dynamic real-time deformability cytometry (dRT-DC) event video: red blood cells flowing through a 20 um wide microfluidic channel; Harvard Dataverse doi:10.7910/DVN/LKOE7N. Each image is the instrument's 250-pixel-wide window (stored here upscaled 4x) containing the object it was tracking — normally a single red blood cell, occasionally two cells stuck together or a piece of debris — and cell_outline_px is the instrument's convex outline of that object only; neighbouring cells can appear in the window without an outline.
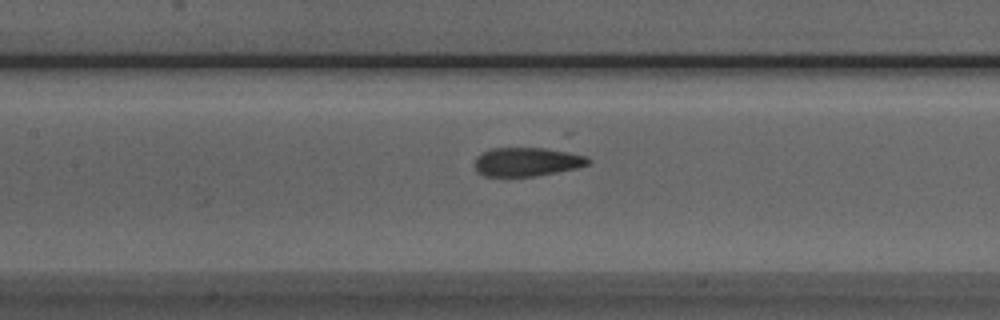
{"species": "Egyptian fruit bat (a non-hibernating species)", "species_latin": "Rousettus aegyptiacus", "temperature_condition": "room temperature", "stored_images_in_passage": 45, "camera_frame_rate_fps": 3000, "um_per_image_px": 0.085, "animal": {"sex": "male"}, "frame": {"image": 1, "passage_image": 23, "time_ms": 7.333, "image_size_px": [1000, 320], "cell_outline_px": [[592, 164], [576, 168], [556, 172], [532, 176], [484, 176], [476, 172], [476, 156], [492, 148], [544, 148], [568, 152], [588, 156], [592, 160]], "centroid_in_image_um": [44.83, 13.75], "position_along_channel_um": 162.6, "area_um2": 19.02}}
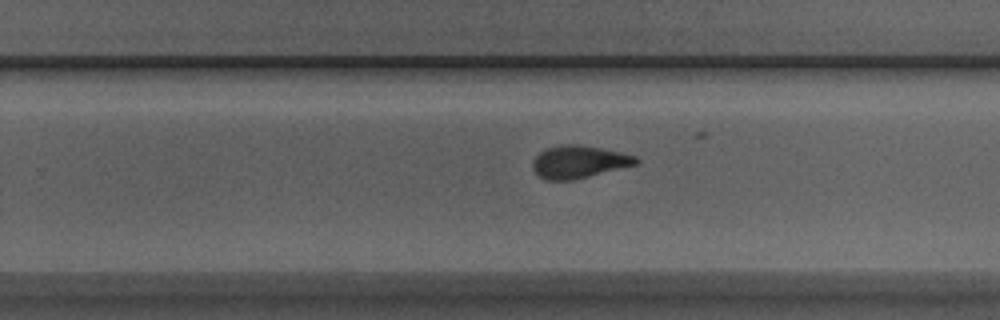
{"frame": {"image": 2, "passage_image": 32, "time_ms": 10.333, "image_size_px": [1000, 320], "cell_outline_px": [[640, 160], [636, 164], [572, 180], [544, 180], [532, 168], [532, 160], [540, 152], [548, 148], [560, 144], [576, 144], [600, 148], [620, 152], [636, 156]], "centroid_in_image_um": [49.17, 13.75], "position_along_channel_um": 280.6, "area_um2": 19.36}}
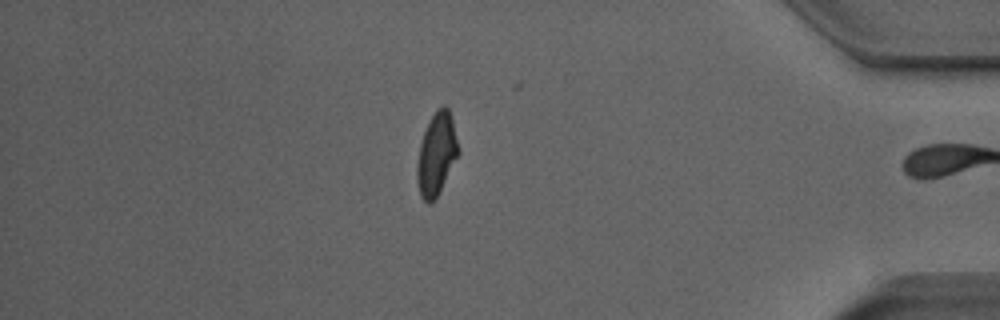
{"frame": {"image": 3, "passage_image": 44, "time_ms": 14.333, "image_size_px": [1000, 320], "cell_outline_px": [[460, 152], [440, 192], [428, 204], [420, 196], [416, 180], [416, 164], [420, 144], [424, 132], [436, 108], [444, 104], [448, 108], [452, 116], [460, 148]], "centroid_in_image_um": [37.12, 13.08], "position_along_channel_um": 398.1, "area_um2": 20.11}, "authors_computed_cell_mechanics": {"area_um2": 19.8832, "velocity_mm_per_s": 3.9447, "shape_relaxation_time_tau1_ms": 4.4218, "shape_relaxation_time_tau2_ms": 1.4795, "deformation_change_tau1": 0.1539, "deformation_change_tau2": 0.0738}}